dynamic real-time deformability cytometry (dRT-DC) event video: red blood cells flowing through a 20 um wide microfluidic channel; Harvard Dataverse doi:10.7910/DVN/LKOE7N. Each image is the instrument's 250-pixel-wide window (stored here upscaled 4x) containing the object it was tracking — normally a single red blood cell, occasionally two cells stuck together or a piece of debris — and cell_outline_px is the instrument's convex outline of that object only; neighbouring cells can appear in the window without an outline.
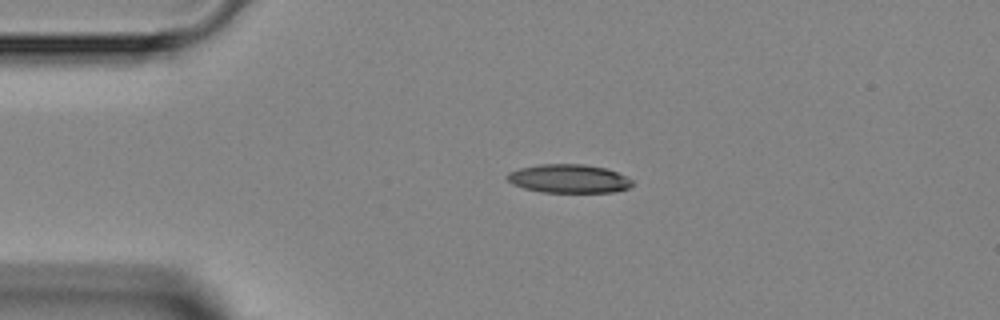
{"species": "Egyptian fruit bat (a non-hibernating species)", "species_latin": "Rousettus aegyptiacus", "temperature_condition": "room temperature", "stored_images_in_passage": 2, "camera_frame_rate_fps": 3000, "um_per_image_px": 0.085, "animal": {"sex": "female"}, "frame": {"image": 1, "passage_image": 1, "time_ms": 0.0, "image_size_px": [1000, 320], "cell_outline_px": [[632, 184], [628, 188], [612, 192], [540, 192], [524, 188], [512, 184], [504, 176], [508, 172], [520, 168], [540, 164], [584, 164], [604, 168], [616, 172], [632, 180]], "centroid_in_image_um": [48.29, 15.18], "position_along_channel_um": 36.7, "area_um2": 20.75}}